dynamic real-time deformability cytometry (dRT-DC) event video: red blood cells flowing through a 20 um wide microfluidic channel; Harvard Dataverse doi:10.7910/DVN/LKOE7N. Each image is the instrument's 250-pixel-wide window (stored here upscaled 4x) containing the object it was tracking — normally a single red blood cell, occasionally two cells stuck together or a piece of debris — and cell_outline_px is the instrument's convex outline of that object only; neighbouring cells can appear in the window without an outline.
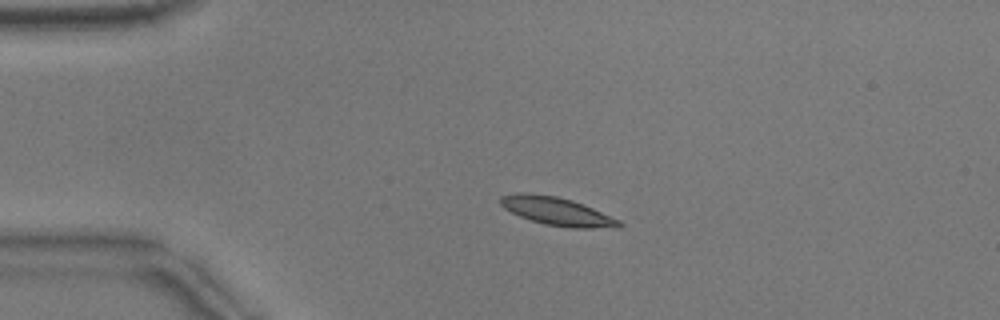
{"species": "common noctule bat (a hibernating species)", "species_latin": "Nyctalus noctula", "temperature_condition": "warm", "stored_images_in_passage": 17, "camera_frame_rate_fps": 3000, "um_per_image_px": 0.085, "animal": {"sex": "male", "body_mass_g": 17.9}, "frame": {"image": 1, "passage_image": 12, "time_ms": 3.667, "image_size_px": [1000, 320], "cell_outline_px": [[624, 224], [620, 228], [572, 228], [544, 224], [520, 216], [504, 208], [500, 204], [500, 196], [516, 192], [528, 192], [556, 196], [572, 200], [584, 204], [620, 220]], "centroid_in_image_um": [47.37, 17.95], "position_along_channel_um": 37.6, "area_um2": 19.65}}